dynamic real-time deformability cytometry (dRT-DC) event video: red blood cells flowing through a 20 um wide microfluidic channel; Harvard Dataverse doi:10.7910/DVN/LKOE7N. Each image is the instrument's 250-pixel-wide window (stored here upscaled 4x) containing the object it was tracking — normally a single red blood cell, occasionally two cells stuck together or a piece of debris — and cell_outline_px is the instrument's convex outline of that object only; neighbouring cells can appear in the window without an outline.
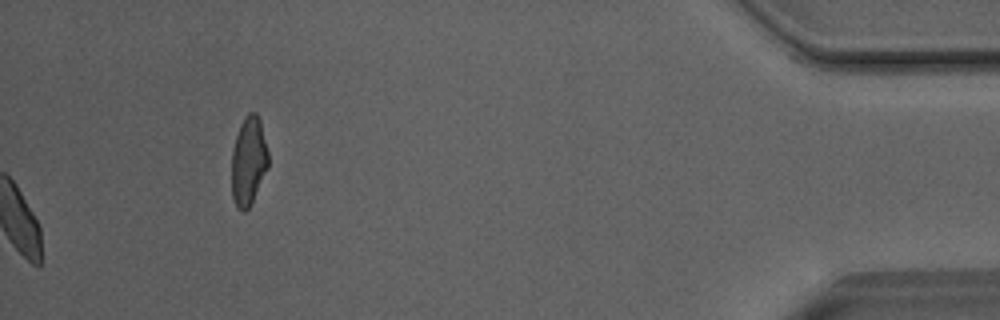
{"species": "Egyptian fruit bat (a non-hibernating species)", "species_latin": "Rousettus aegyptiacus", "temperature_condition": "room temperature", "stored_images_in_passage": 51, "camera_frame_rate_fps": 3000, "um_per_image_px": 0.085, "animal": {"sex": "male"}, "frame": {"image": 1, "passage_image": 51, "time_ms": 16.667, "image_size_px": [1000, 320], "cell_outline_px": [[268, 168], [248, 208], [244, 212], [236, 204], [232, 196], [232, 148], [240, 124], [244, 116], [248, 112], [256, 112], [260, 120], [268, 152]], "centroid_in_image_um": [21.12, 13.63], "position_along_channel_um": 414.1, "area_um2": 18.73}, "authors_computed_cell_mechanics": {"area_um2": 19.941, "velocity_mm_per_s": 4.0343, "shape_relaxation_time_tau1_ms": 4.0882, "shape_relaxation_time_tau2_ms": 2.1417, "deformation_change_tau1": 0.1036, "deformation_change_tau2": 0.0589}}